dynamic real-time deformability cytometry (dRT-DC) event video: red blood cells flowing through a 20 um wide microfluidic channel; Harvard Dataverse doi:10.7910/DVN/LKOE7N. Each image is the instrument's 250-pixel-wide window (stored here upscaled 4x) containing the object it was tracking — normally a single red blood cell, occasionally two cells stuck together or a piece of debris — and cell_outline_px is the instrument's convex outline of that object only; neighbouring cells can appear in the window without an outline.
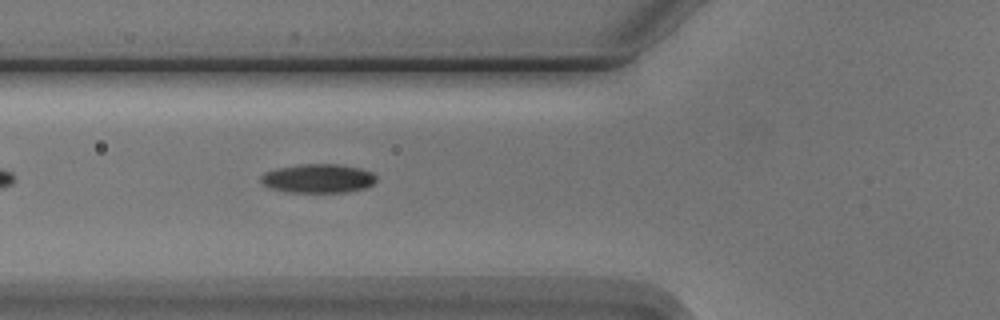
{"species": "Egyptian fruit bat (a non-hibernating species)", "species_latin": "Rousettus aegyptiacus", "temperature_condition": "cold", "stored_images_in_passage": 5, "camera_frame_rate_fps": 3000, "um_per_image_px": 0.085, "animal": {"sex": "male"}, "frame": {"image": 1, "passage_image": 5, "time_ms": 4.667, "image_size_px": [1000, 320], "cell_outline_px": [[376, 180], [368, 188], [348, 192], [288, 192], [268, 188], [260, 180], [260, 176], [264, 172], [276, 168], [304, 164], [336, 164], [360, 168], [372, 172], [376, 176]], "centroid_in_image_um": [27.04, 15.17], "position_along_channel_um": 98.8, "area_um2": 19.59}}